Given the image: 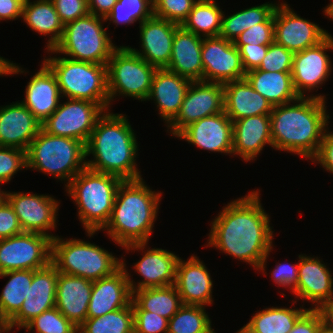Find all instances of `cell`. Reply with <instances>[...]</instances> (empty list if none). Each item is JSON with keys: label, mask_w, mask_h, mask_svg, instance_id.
I'll return each mask as SVG.
<instances>
[{"label": "cell", "mask_w": 333, "mask_h": 333, "mask_svg": "<svg viewBox=\"0 0 333 333\" xmlns=\"http://www.w3.org/2000/svg\"><path fill=\"white\" fill-rule=\"evenodd\" d=\"M27 169L49 174L65 186L86 167L85 144L42 129L26 151Z\"/></svg>", "instance_id": "obj_7"}, {"label": "cell", "mask_w": 333, "mask_h": 333, "mask_svg": "<svg viewBox=\"0 0 333 333\" xmlns=\"http://www.w3.org/2000/svg\"><path fill=\"white\" fill-rule=\"evenodd\" d=\"M294 53L273 42L257 70L269 72H292Z\"/></svg>", "instance_id": "obj_45"}, {"label": "cell", "mask_w": 333, "mask_h": 333, "mask_svg": "<svg viewBox=\"0 0 333 333\" xmlns=\"http://www.w3.org/2000/svg\"><path fill=\"white\" fill-rule=\"evenodd\" d=\"M147 246L148 243H135L123 247L127 253L129 251L131 253L132 251L144 252L140 260L133 263L132 266L134 271L137 272L136 274L143 279L137 281V283L131 278V273L128 272V267H126L127 264L121 258L132 292L144 288L174 285L175 282L176 266L180 257L167 249L149 248L150 246Z\"/></svg>", "instance_id": "obj_13"}, {"label": "cell", "mask_w": 333, "mask_h": 333, "mask_svg": "<svg viewBox=\"0 0 333 333\" xmlns=\"http://www.w3.org/2000/svg\"><path fill=\"white\" fill-rule=\"evenodd\" d=\"M26 333H78V328L64 317L56 307L44 311L28 322Z\"/></svg>", "instance_id": "obj_42"}, {"label": "cell", "mask_w": 333, "mask_h": 333, "mask_svg": "<svg viewBox=\"0 0 333 333\" xmlns=\"http://www.w3.org/2000/svg\"><path fill=\"white\" fill-rule=\"evenodd\" d=\"M9 277L0 293V316L9 321L21 308L32 284L33 270H16L0 273Z\"/></svg>", "instance_id": "obj_37"}, {"label": "cell", "mask_w": 333, "mask_h": 333, "mask_svg": "<svg viewBox=\"0 0 333 333\" xmlns=\"http://www.w3.org/2000/svg\"><path fill=\"white\" fill-rule=\"evenodd\" d=\"M127 115L105 111L85 144L86 167L124 180L143 178L137 167L138 142ZM92 155L93 159H88Z\"/></svg>", "instance_id": "obj_3"}, {"label": "cell", "mask_w": 333, "mask_h": 333, "mask_svg": "<svg viewBox=\"0 0 333 333\" xmlns=\"http://www.w3.org/2000/svg\"><path fill=\"white\" fill-rule=\"evenodd\" d=\"M134 312V333H167L168 319L148 311Z\"/></svg>", "instance_id": "obj_47"}, {"label": "cell", "mask_w": 333, "mask_h": 333, "mask_svg": "<svg viewBox=\"0 0 333 333\" xmlns=\"http://www.w3.org/2000/svg\"><path fill=\"white\" fill-rule=\"evenodd\" d=\"M202 41L203 37L179 26L173 37L171 59L166 69L191 81H203Z\"/></svg>", "instance_id": "obj_30"}, {"label": "cell", "mask_w": 333, "mask_h": 333, "mask_svg": "<svg viewBox=\"0 0 333 333\" xmlns=\"http://www.w3.org/2000/svg\"><path fill=\"white\" fill-rule=\"evenodd\" d=\"M52 239L38 233L23 232L0 239V273L39 270L51 263Z\"/></svg>", "instance_id": "obj_12"}, {"label": "cell", "mask_w": 333, "mask_h": 333, "mask_svg": "<svg viewBox=\"0 0 333 333\" xmlns=\"http://www.w3.org/2000/svg\"><path fill=\"white\" fill-rule=\"evenodd\" d=\"M93 282L58 272L56 308L77 328L87 319Z\"/></svg>", "instance_id": "obj_28"}, {"label": "cell", "mask_w": 333, "mask_h": 333, "mask_svg": "<svg viewBox=\"0 0 333 333\" xmlns=\"http://www.w3.org/2000/svg\"><path fill=\"white\" fill-rule=\"evenodd\" d=\"M22 20L32 31L45 37L49 35L45 50L53 49L62 37L64 24L51 0H25Z\"/></svg>", "instance_id": "obj_32"}, {"label": "cell", "mask_w": 333, "mask_h": 333, "mask_svg": "<svg viewBox=\"0 0 333 333\" xmlns=\"http://www.w3.org/2000/svg\"><path fill=\"white\" fill-rule=\"evenodd\" d=\"M317 333H333V330L326 327L323 323L319 326Z\"/></svg>", "instance_id": "obj_60"}, {"label": "cell", "mask_w": 333, "mask_h": 333, "mask_svg": "<svg viewBox=\"0 0 333 333\" xmlns=\"http://www.w3.org/2000/svg\"><path fill=\"white\" fill-rule=\"evenodd\" d=\"M23 233L18 217L10 203L5 199L0 203V239Z\"/></svg>", "instance_id": "obj_51"}, {"label": "cell", "mask_w": 333, "mask_h": 333, "mask_svg": "<svg viewBox=\"0 0 333 333\" xmlns=\"http://www.w3.org/2000/svg\"><path fill=\"white\" fill-rule=\"evenodd\" d=\"M6 200L14 209L23 232L56 237L51 230L57 228L60 202L54 196L6 191Z\"/></svg>", "instance_id": "obj_16"}, {"label": "cell", "mask_w": 333, "mask_h": 333, "mask_svg": "<svg viewBox=\"0 0 333 333\" xmlns=\"http://www.w3.org/2000/svg\"><path fill=\"white\" fill-rule=\"evenodd\" d=\"M201 58L203 81L224 84L246 76L238 48L225 38L203 37Z\"/></svg>", "instance_id": "obj_18"}, {"label": "cell", "mask_w": 333, "mask_h": 333, "mask_svg": "<svg viewBox=\"0 0 333 333\" xmlns=\"http://www.w3.org/2000/svg\"><path fill=\"white\" fill-rule=\"evenodd\" d=\"M66 100L60 102L59 107L41 123V129L48 134L70 137L86 144L98 118L105 110L91 101Z\"/></svg>", "instance_id": "obj_11"}, {"label": "cell", "mask_w": 333, "mask_h": 333, "mask_svg": "<svg viewBox=\"0 0 333 333\" xmlns=\"http://www.w3.org/2000/svg\"><path fill=\"white\" fill-rule=\"evenodd\" d=\"M298 270L299 260L294 264L278 262L276 263V267L271 271V277L278 287L287 288L292 292L297 287L299 280Z\"/></svg>", "instance_id": "obj_49"}, {"label": "cell", "mask_w": 333, "mask_h": 333, "mask_svg": "<svg viewBox=\"0 0 333 333\" xmlns=\"http://www.w3.org/2000/svg\"><path fill=\"white\" fill-rule=\"evenodd\" d=\"M51 263L58 272L93 282L117 271L122 259L90 241L56 235L52 239Z\"/></svg>", "instance_id": "obj_8"}, {"label": "cell", "mask_w": 333, "mask_h": 333, "mask_svg": "<svg viewBox=\"0 0 333 333\" xmlns=\"http://www.w3.org/2000/svg\"><path fill=\"white\" fill-rule=\"evenodd\" d=\"M299 258V280L297 287L292 291L296 304L298 299L311 302L309 309H317L322 303L333 298L332 271L319 259L320 257L300 254Z\"/></svg>", "instance_id": "obj_20"}, {"label": "cell", "mask_w": 333, "mask_h": 333, "mask_svg": "<svg viewBox=\"0 0 333 333\" xmlns=\"http://www.w3.org/2000/svg\"><path fill=\"white\" fill-rule=\"evenodd\" d=\"M41 130V123L21 102L0 106V146L27 151Z\"/></svg>", "instance_id": "obj_24"}, {"label": "cell", "mask_w": 333, "mask_h": 333, "mask_svg": "<svg viewBox=\"0 0 333 333\" xmlns=\"http://www.w3.org/2000/svg\"><path fill=\"white\" fill-rule=\"evenodd\" d=\"M78 333H134L132 302L103 316L86 319L78 327Z\"/></svg>", "instance_id": "obj_39"}, {"label": "cell", "mask_w": 333, "mask_h": 333, "mask_svg": "<svg viewBox=\"0 0 333 333\" xmlns=\"http://www.w3.org/2000/svg\"><path fill=\"white\" fill-rule=\"evenodd\" d=\"M179 26L153 15L139 24L142 49L128 47L156 68H166L171 59L173 37Z\"/></svg>", "instance_id": "obj_23"}, {"label": "cell", "mask_w": 333, "mask_h": 333, "mask_svg": "<svg viewBox=\"0 0 333 333\" xmlns=\"http://www.w3.org/2000/svg\"><path fill=\"white\" fill-rule=\"evenodd\" d=\"M245 78L253 89L266 98L271 105L278 106L298 99L291 72H269L251 70Z\"/></svg>", "instance_id": "obj_33"}, {"label": "cell", "mask_w": 333, "mask_h": 333, "mask_svg": "<svg viewBox=\"0 0 333 333\" xmlns=\"http://www.w3.org/2000/svg\"><path fill=\"white\" fill-rule=\"evenodd\" d=\"M260 195V190L254 189L223 206L210 223L206 247H214L266 275L274 231Z\"/></svg>", "instance_id": "obj_1"}, {"label": "cell", "mask_w": 333, "mask_h": 333, "mask_svg": "<svg viewBox=\"0 0 333 333\" xmlns=\"http://www.w3.org/2000/svg\"><path fill=\"white\" fill-rule=\"evenodd\" d=\"M313 164H320L323 170L333 174V131L329 128L325 131L323 140L315 157L311 160Z\"/></svg>", "instance_id": "obj_52"}, {"label": "cell", "mask_w": 333, "mask_h": 333, "mask_svg": "<svg viewBox=\"0 0 333 333\" xmlns=\"http://www.w3.org/2000/svg\"><path fill=\"white\" fill-rule=\"evenodd\" d=\"M191 82L166 68H157L154 72L146 101L153 100L166 126L179 113Z\"/></svg>", "instance_id": "obj_26"}, {"label": "cell", "mask_w": 333, "mask_h": 333, "mask_svg": "<svg viewBox=\"0 0 333 333\" xmlns=\"http://www.w3.org/2000/svg\"><path fill=\"white\" fill-rule=\"evenodd\" d=\"M12 330V328H9L5 333H11Z\"/></svg>", "instance_id": "obj_62"}, {"label": "cell", "mask_w": 333, "mask_h": 333, "mask_svg": "<svg viewBox=\"0 0 333 333\" xmlns=\"http://www.w3.org/2000/svg\"><path fill=\"white\" fill-rule=\"evenodd\" d=\"M303 305L267 307L253 314L249 322L236 333H289L297 320L308 310Z\"/></svg>", "instance_id": "obj_34"}, {"label": "cell", "mask_w": 333, "mask_h": 333, "mask_svg": "<svg viewBox=\"0 0 333 333\" xmlns=\"http://www.w3.org/2000/svg\"><path fill=\"white\" fill-rule=\"evenodd\" d=\"M61 22L65 25L89 13L88 0H51Z\"/></svg>", "instance_id": "obj_48"}, {"label": "cell", "mask_w": 333, "mask_h": 333, "mask_svg": "<svg viewBox=\"0 0 333 333\" xmlns=\"http://www.w3.org/2000/svg\"><path fill=\"white\" fill-rule=\"evenodd\" d=\"M161 191H152L144 179L124 180L118 186L106 231L116 245L148 243L158 216Z\"/></svg>", "instance_id": "obj_4"}, {"label": "cell", "mask_w": 333, "mask_h": 333, "mask_svg": "<svg viewBox=\"0 0 333 333\" xmlns=\"http://www.w3.org/2000/svg\"><path fill=\"white\" fill-rule=\"evenodd\" d=\"M25 0H0V21L22 18Z\"/></svg>", "instance_id": "obj_54"}, {"label": "cell", "mask_w": 333, "mask_h": 333, "mask_svg": "<svg viewBox=\"0 0 333 333\" xmlns=\"http://www.w3.org/2000/svg\"><path fill=\"white\" fill-rule=\"evenodd\" d=\"M271 103L255 91L246 78L224 83V112L233 121L258 115H270Z\"/></svg>", "instance_id": "obj_31"}, {"label": "cell", "mask_w": 333, "mask_h": 333, "mask_svg": "<svg viewBox=\"0 0 333 333\" xmlns=\"http://www.w3.org/2000/svg\"><path fill=\"white\" fill-rule=\"evenodd\" d=\"M223 13L216 0H197L181 26L201 37H218Z\"/></svg>", "instance_id": "obj_36"}, {"label": "cell", "mask_w": 333, "mask_h": 333, "mask_svg": "<svg viewBox=\"0 0 333 333\" xmlns=\"http://www.w3.org/2000/svg\"><path fill=\"white\" fill-rule=\"evenodd\" d=\"M328 50H333L332 34L318 45L294 53L291 75L294 88L299 96H312L326 100L327 97L324 94L309 95L308 92L310 93L312 90L317 92L331 75L333 68Z\"/></svg>", "instance_id": "obj_14"}, {"label": "cell", "mask_w": 333, "mask_h": 333, "mask_svg": "<svg viewBox=\"0 0 333 333\" xmlns=\"http://www.w3.org/2000/svg\"><path fill=\"white\" fill-rule=\"evenodd\" d=\"M107 86L110 106L117 96L146 101L156 67L128 46H118L107 62Z\"/></svg>", "instance_id": "obj_10"}, {"label": "cell", "mask_w": 333, "mask_h": 333, "mask_svg": "<svg viewBox=\"0 0 333 333\" xmlns=\"http://www.w3.org/2000/svg\"><path fill=\"white\" fill-rule=\"evenodd\" d=\"M9 328V322L0 316V333H5Z\"/></svg>", "instance_id": "obj_59"}, {"label": "cell", "mask_w": 333, "mask_h": 333, "mask_svg": "<svg viewBox=\"0 0 333 333\" xmlns=\"http://www.w3.org/2000/svg\"><path fill=\"white\" fill-rule=\"evenodd\" d=\"M27 82L25 98L20 101L43 123L58 107L62 98L56 76L42 61L41 67Z\"/></svg>", "instance_id": "obj_29"}, {"label": "cell", "mask_w": 333, "mask_h": 333, "mask_svg": "<svg viewBox=\"0 0 333 333\" xmlns=\"http://www.w3.org/2000/svg\"><path fill=\"white\" fill-rule=\"evenodd\" d=\"M46 52L56 53L45 56L43 62L56 76L62 98L87 100L98 103L105 111L111 109L106 65L57 57L53 49Z\"/></svg>", "instance_id": "obj_6"}, {"label": "cell", "mask_w": 333, "mask_h": 333, "mask_svg": "<svg viewBox=\"0 0 333 333\" xmlns=\"http://www.w3.org/2000/svg\"><path fill=\"white\" fill-rule=\"evenodd\" d=\"M206 307L183 304L168 320L167 333H211L212 321Z\"/></svg>", "instance_id": "obj_40"}, {"label": "cell", "mask_w": 333, "mask_h": 333, "mask_svg": "<svg viewBox=\"0 0 333 333\" xmlns=\"http://www.w3.org/2000/svg\"><path fill=\"white\" fill-rule=\"evenodd\" d=\"M213 280L205 263L196 255L186 261L179 258L174 286L185 305L208 307L213 304Z\"/></svg>", "instance_id": "obj_22"}, {"label": "cell", "mask_w": 333, "mask_h": 333, "mask_svg": "<svg viewBox=\"0 0 333 333\" xmlns=\"http://www.w3.org/2000/svg\"><path fill=\"white\" fill-rule=\"evenodd\" d=\"M326 100L306 96L274 106L270 114L273 149L310 161L317 154L329 128Z\"/></svg>", "instance_id": "obj_2"}, {"label": "cell", "mask_w": 333, "mask_h": 333, "mask_svg": "<svg viewBox=\"0 0 333 333\" xmlns=\"http://www.w3.org/2000/svg\"><path fill=\"white\" fill-rule=\"evenodd\" d=\"M2 185V184H0ZM6 199V191L1 190L0 188V203H2Z\"/></svg>", "instance_id": "obj_61"}, {"label": "cell", "mask_w": 333, "mask_h": 333, "mask_svg": "<svg viewBox=\"0 0 333 333\" xmlns=\"http://www.w3.org/2000/svg\"><path fill=\"white\" fill-rule=\"evenodd\" d=\"M197 0H153L156 17L182 25Z\"/></svg>", "instance_id": "obj_43"}, {"label": "cell", "mask_w": 333, "mask_h": 333, "mask_svg": "<svg viewBox=\"0 0 333 333\" xmlns=\"http://www.w3.org/2000/svg\"><path fill=\"white\" fill-rule=\"evenodd\" d=\"M233 123V156L253 162L266 145L273 148L270 115H258L235 120Z\"/></svg>", "instance_id": "obj_27"}, {"label": "cell", "mask_w": 333, "mask_h": 333, "mask_svg": "<svg viewBox=\"0 0 333 333\" xmlns=\"http://www.w3.org/2000/svg\"><path fill=\"white\" fill-rule=\"evenodd\" d=\"M132 302V291L126 270L121 266L113 274L93 281L87 319L127 307Z\"/></svg>", "instance_id": "obj_25"}, {"label": "cell", "mask_w": 333, "mask_h": 333, "mask_svg": "<svg viewBox=\"0 0 333 333\" xmlns=\"http://www.w3.org/2000/svg\"><path fill=\"white\" fill-rule=\"evenodd\" d=\"M316 310L321 316L322 323L333 330V298L322 303Z\"/></svg>", "instance_id": "obj_56"}, {"label": "cell", "mask_w": 333, "mask_h": 333, "mask_svg": "<svg viewBox=\"0 0 333 333\" xmlns=\"http://www.w3.org/2000/svg\"><path fill=\"white\" fill-rule=\"evenodd\" d=\"M122 181L118 176L85 167L64 186L77 206L78 219L89 238L107 225Z\"/></svg>", "instance_id": "obj_5"}, {"label": "cell", "mask_w": 333, "mask_h": 333, "mask_svg": "<svg viewBox=\"0 0 333 333\" xmlns=\"http://www.w3.org/2000/svg\"><path fill=\"white\" fill-rule=\"evenodd\" d=\"M26 74L27 72L21 68L17 63H13L10 60L0 56V77L4 76H14L16 74Z\"/></svg>", "instance_id": "obj_57"}, {"label": "cell", "mask_w": 333, "mask_h": 333, "mask_svg": "<svg viewBox=\"0 0 333 333\" xmlns=\"http://www.w3.org/2000/svg\"><path fill=\"white\" fill-rule=\"evenodd\" d=\"M322 319L316 309H308L296 322L289 333H317Z\"/></svg>", "instance_id": "obj_53"}, {"label": "cell", "mask_w": 333, "mask_h": 333, "mask_svg": "<svg viewBox=\"0 0 333 333\" xmlns=\"http://www.w3.org/2000/svg\"><path fill=\"white\" fill-rule=\"evenodd\" d=\"M274 42V13L265 21L241 33L234 44L269 45Z\"/></svg>", "instance_id": "obj_46"}, {"label": "cell", "mask_w": 333, "mask_h": 333, "mask_svg": "<svg viewBox=\"0 0 333 333\" xmlns=\"http://www.w3.org/2000/svg\"><path fill=\"white\" fill-rule=\"evenodd\" d=\"M57 268L48 266L33 270L32 284L20 310L8 321L9 327L17 331L46 310L56 306Z\"/></svg>", "instance_id": "obj_21"}, {"label": "cell", "mask_w": 333, "mask_h": 333, "mask_svg": "<svg viewBox=\"0 0 333 333\" xmlns=\"http://www.w3.org/2000/svg\"><path fill=\"white\" fill-rule=\"evenodd\" d=\"M239 51L245 72L258 69L269 45L234 44Z\"/></svg>", "instance_id": "obj_50"}, {"label": "cell", "mask_w": 333, "mask_h": 333, "mask_svg": "<svg viewBox=\"0 0 333 333\" xmlns=\"http://www.w3.org/2000/svg\"><path fill=\"white\" fill-rule=\"evenodd\" d=\"M118 0H88L89 13L105 18Z\"/></svg>", "instance_id": "obj_55"}, {"label": "cell", "mask_w": 333, "mask_h": 333, "mask_svg": "<svg viewBox=\"0 0 333 333\" xmlns=\"http://www.w3.org/2000/svg\"><path fill=\"white\" fill-rule=\"evenodd\" d=\"M27 169L26 151L0 146V184H6L19 170Z\"/></svg>", "instance_id": "obj_44"}, {"label": "cell", "mask_w": 333, "mask_h": 333, "mask_svg": "<svg viewBox=\"0 0 333 333\" xmlns=\"http://www.w3.org/2000/svg\"><path fill=\"white\" fill-rule=\"evenodd\" d=\"M224 111V84L192 81L176 117L166 126L177 136L189 124Z\"/></svg>", "instance_id": "obj_15"}, {"label": "cell", "mask_w": 333, "mask_h": 333, "mask_svg": "<svg viewBox=\"0 0 333 333\" xmlns=\"http://www.w3.org/2000/svg\"><path fill=\"white\" fill-rule=\"evenodd\" d=\"M278 3L266 2L230 14L222 15V29L220 37L234 42L235 39L253 25L265 22L273 13Z\"/></svg>", "instance_id": "obj_38"}, {"label": "cell", "mask_w": 333, "mask_h": 333, "mask_svg": "<svg viewBox=\"0 0 333 333\" xmlns=\"http://www.w3.org/2000/svg\"><path fill=\"white\" fill-rule=\"evenodd\" d=\"M183 305L174 285L132 292L133 311H148L170 320Z\"/></svg>", "instance_id": "obj_35"}, {"label": "cell", "mask_w": 333, "mask_h": 333, "mask_svg": "<svg viewBox=\"0 0 333 333\" xmlns=\"http://www.w3.org/2000/svg\"><path fill=\"white\" fill-rule=\"evenodd\" d=\"M153 15V0H118L105 21L114 23L116 27L120 24L131 26L137 21L141 24Z\"/></svg>", "instance_id": "obj_41"}, {"label": "cell", "mask_w": 333, "mask_h": 333, "mask_svg": "<svg viewBox=\"0 0 333 333\" xmlns=\"http://www.w3.org/2000/svg\"><path fill=\"white\" fill-rule=\"evenodd\" d=\"M176 137L209 153L233 156V123L224 111L189 124Z\"/></svg>", "instance_id": "obj_19"}, {"label": "cell", "mask_w": 333, "mask_h": 333, "mask_svg": "<svg viewBox=\"0 0 333 333\" xmlns=\"http://www.w3.org/2000/svg\"><path fill=\"white\" fill-rule=\"evenodd\" d=\"M330 33L319 24L302 18L287 2H279L274 10V42L293 53L314 47Z\"/></svg>", "instance_id": "obj_17"}, {"label": "cell", "mask_w": 333, "mask_h": 333, "mask_svg": "<svg viewBox=\"0 0 333 333\" xmlns=\"http://www.w3.org/2000/svg\"><path fill=\"white\" fill-rule=\"evenodd\" d=\"M105 18L88 13L86 16L64 25L60 41L53 48L58 56L107 65L112 52L118 47L112 43Z\"/></svg>", "instance_id": "obj_9"}, {"label": "cell", "mask_w": 333, "mask_h": 333, "mask_svg": "<svg viewBox=\"0 0 333 333\" xmlns=\"http://www.w3.org/2000/svg\"><path fill=\"white\" fill-rule=\"evenodd\" d=\"M323 13L329 20L333 21V0L326 7H324Z\"/></svg>", "instance_id": "obj_58"}]
</instances>
